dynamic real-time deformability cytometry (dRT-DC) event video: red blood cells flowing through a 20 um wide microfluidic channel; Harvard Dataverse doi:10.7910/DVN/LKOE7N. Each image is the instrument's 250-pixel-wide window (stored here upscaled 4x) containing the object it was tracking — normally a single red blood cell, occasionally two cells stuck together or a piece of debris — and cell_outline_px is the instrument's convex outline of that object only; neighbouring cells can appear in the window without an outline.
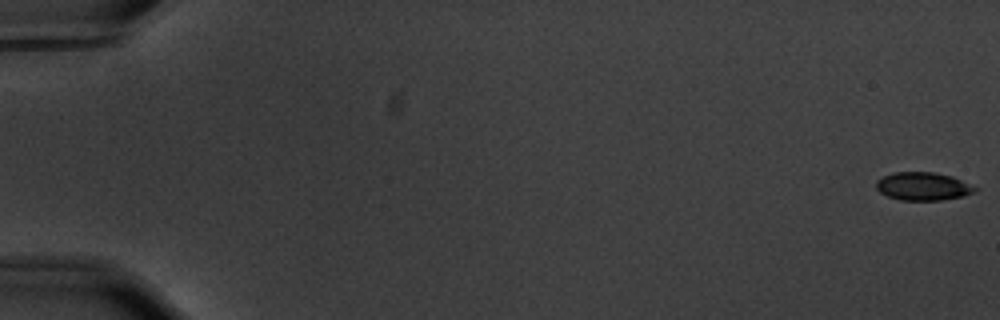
{"species": "common noctule bat (a hibernating species)", "species_latin": "Nyctalus noctula", "temperature_condition": "warm", "stored_images_in_passage": 59, "camera_frame_rate_fps": 3000, "um_per_image_px": 0.085, "animal": {"sex": "male", "body_mass_g": 20.1, "forearm_length_mm": 53.5}, "frame": {"image": 1, "passage_image": 1, "time_ms": 0.0, "image_size_px": [1000, 320], "cell_outline_px": [[980, 188], [976, 192], [964, 196], [940, 200], [900, 200], [888, 196], [880, 192], [876, 188], [876, 180], [892, 172], [936, 172], [952, 176]], "centroid_in_image_um": [78.49, 15.83], "position_along_channel_um": 6.5, "area_um2": 16.36}}
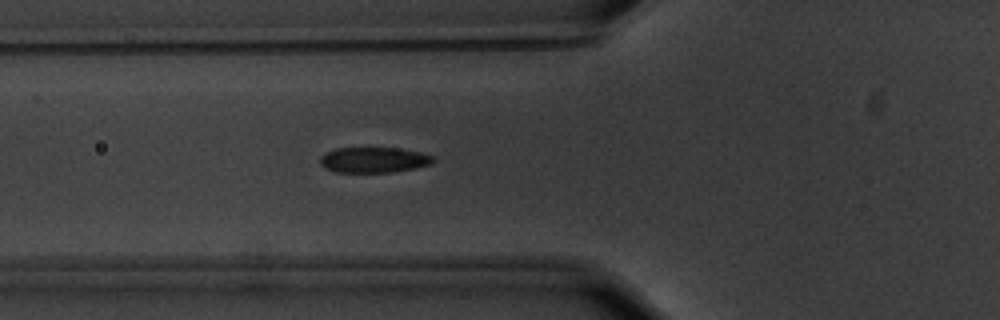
{"frame": {"image": 2, "passage_image": 23, "time_ms": 7.333, "image_size_px": [1000, 320], "cell_outline_px": [[436, 160], [432, 164], [416, 168], [392, 172], [336, 172], [324, 168], [320, 164], [320, 156], [324, 152], [336, 148], [396, 148], [420, 152], [432, 156]], "centroid_in_image_um": [31.75, 13.59], "position_along_channel_um": 94.0, "area_um2": 16.94}}
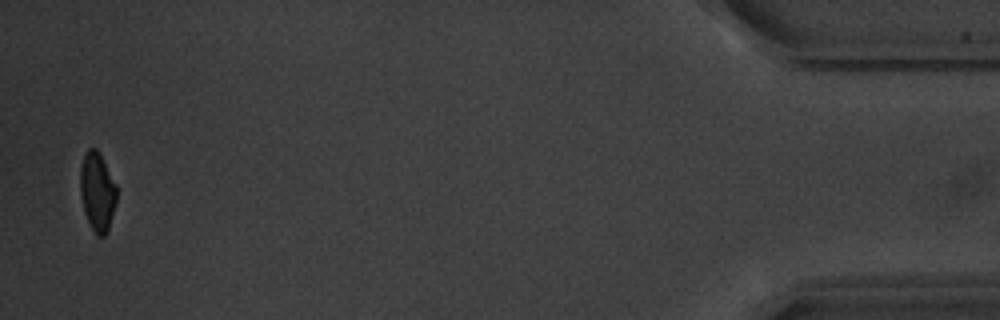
{"frame": {"image": 3, "passage_image": 58, "time_ms": 19.0, "image_size_px": [1000, 320], "cell_outline_px": [[116, 204], [108, 232], [104, 236], [96, 236], [84, 212], [80, 192], [80, 168], [84, 156], [88, 148], [96, 148], [100, 152], [116, 184]], "centroid_in_image_um": [8.28, 16.3], "position_along_channel_um": 426.9, "area_um2": 16.88}, "authors_computed_cell_mechanics": {"area_um2": 17.629, "velocity_mm_per_s": 3.5362, "shape_relaxation_time_tau1_ms": 2.7285, "shape_relaxation_time_tau2_ms": 0.4956, "deformation_change_tau1": 0.131, "deformation_change_tau2": 0.0418}}